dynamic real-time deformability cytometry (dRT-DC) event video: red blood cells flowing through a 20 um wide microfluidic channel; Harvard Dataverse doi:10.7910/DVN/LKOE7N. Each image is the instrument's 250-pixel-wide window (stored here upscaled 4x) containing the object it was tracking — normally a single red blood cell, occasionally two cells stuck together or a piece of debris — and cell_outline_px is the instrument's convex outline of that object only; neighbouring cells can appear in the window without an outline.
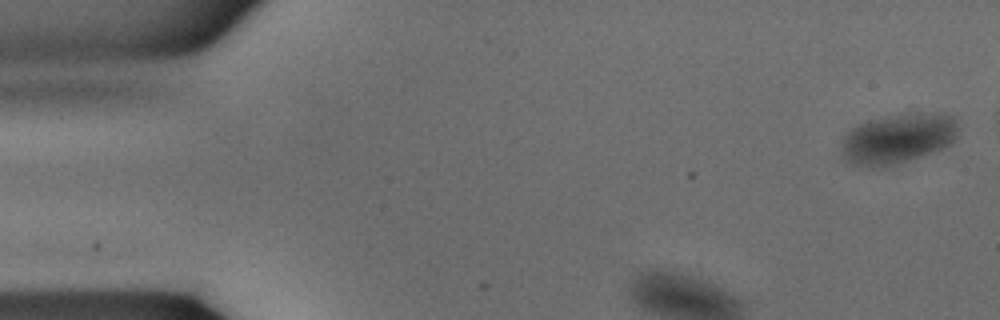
{"species": "common noctule bat (a hibernating species)", "species_latin": "Nyctalus noctula", "temperature_condition": "warm", "stored_images_in_passage": 26, "camera_frame_rate_fps": 3000, "um_per_image_px": 0.085, "animal": {"sex": "male", "body_mass_g": 15.6}, "frame": {"image": 1, "passage_image": 1, "time_ms": 0.0, "image_size_px": [1000, 320], "cell_outline_px": [[956, 136], [948, 144], [940, 148], [880, 168], [852, 164], [844, 160], [840, 140], [852, 128], [868, 120], [888, 116], [936, 112], [940, 112], [956, 116]], "centroid_in_image_um": [76.27, 11.75], "position_along_channel_um": 8.7, "area_um2": 33.35}}
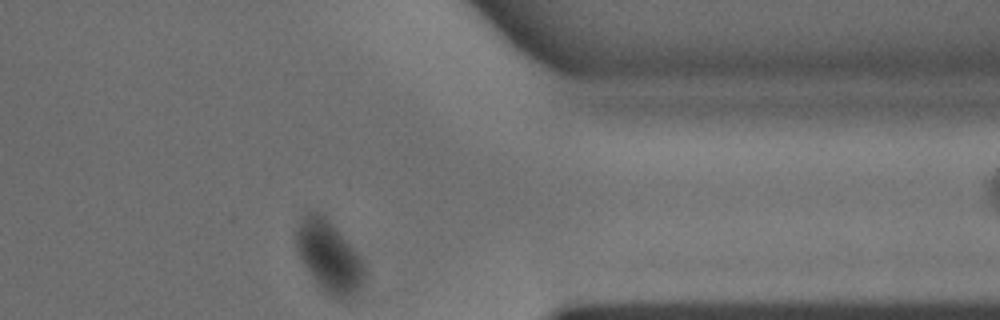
{"frame": {"image": 2, "passage_image": 25, "time_ms": 8.0, "image_size_px": [1000, 320], "cell_outline_px": [[364, 276], [356, 292], [352, 296], [332, 296], [324, 292], [320, 288], [304, 264], [296, 248], [296, 228], [300, 216], [304, 208], [308, 208], [320, 212], [328, 220], [360, 256], [364, 264]], "centroid_in_image_um": [27.89, 21.69], "position_along_channel_um": 383.5, "area_um2": 27.98}}